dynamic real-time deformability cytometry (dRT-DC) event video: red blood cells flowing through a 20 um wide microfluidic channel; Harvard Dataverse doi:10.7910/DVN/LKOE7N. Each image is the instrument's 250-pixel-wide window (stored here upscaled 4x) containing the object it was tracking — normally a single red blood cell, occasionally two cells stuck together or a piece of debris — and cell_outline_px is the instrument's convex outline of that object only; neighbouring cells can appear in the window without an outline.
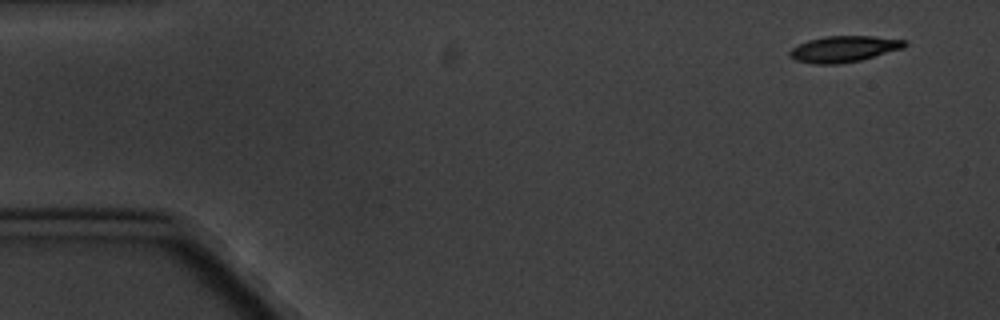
{"species": "common noctule bat (a hibernating species)", "species_latin": "Nyctalus noctula", "temperature_condition": "cold", "stored_images_in_passage": 6, "camera_frame_rate_fps": 3000, "um_per_image_px": 0.085, "animal": {"sex": "male", "body_mass_g": 20.1, "forearm_length_mm": 53.5}, "frame": {"image": 1, "passage_image": 1, "time_ms": 0.0, "image_size_px": [1000, 320], "cell_outline_px": [[908, 44], [904, 48], [860, 60], [836, 64], [812, 64], [796, 60], [788, 56], [788, 52], [792, 48], [808, 40], [824, 36], [872, 36], [908, 40]], "centroid_in_image_um": [71.74, 4.16], "position_along_channel_um": 13.3, "area_um2": 17.57}}
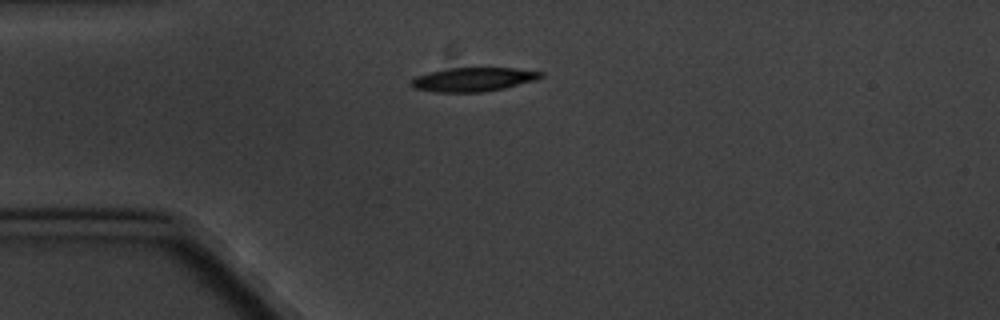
{"frame": {"image": 2, "passage_image": 4, "time_ms": 3.667, "image_size_px": [1000, 320], "cell_outline_px": [[544, 76], [536, 80], [504, 88], [480, 92], [436, 92], [412, 88], [408, 84], [416, 76], [428, 72], [452, 68], [516, 68], [544, 72]], "centroid_in_image_um": [40.22, 6.75], "position_along_channel_um": 44.8, "area_um2": 18.09}}